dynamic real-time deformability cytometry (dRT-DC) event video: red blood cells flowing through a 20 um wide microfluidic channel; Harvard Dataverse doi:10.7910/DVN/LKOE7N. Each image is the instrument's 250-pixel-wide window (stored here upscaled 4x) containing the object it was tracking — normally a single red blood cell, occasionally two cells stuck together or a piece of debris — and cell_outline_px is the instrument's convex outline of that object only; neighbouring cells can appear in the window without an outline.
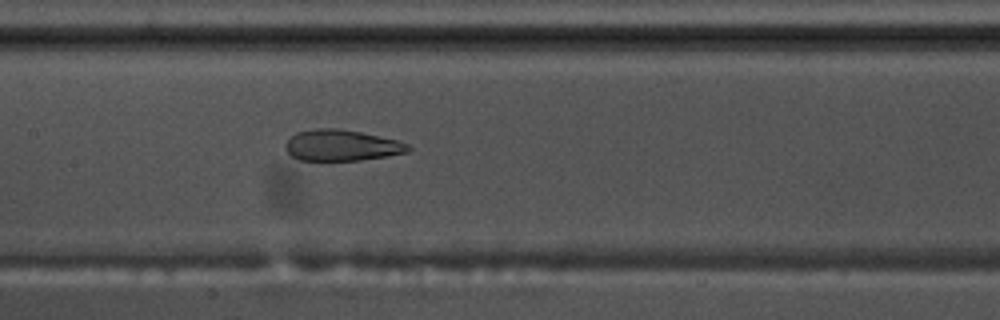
{"species": "common noctule bat (a hibernating species)", "species_latin": "Nyctalus noctula", "temperature_condition": "warm", "stored_images_in_passage": 57, "camera_frame_rate_fps": 3000, "um_per_image_px": 0.085, "animal": {"sex": "male", "body_mass_g": 17.5, "forearm_length_mm": 52.3}, "frame": {"image": 1, "passage_image": 28, "time_ms": 9.0, "image_size_px": [1000, 320], "cell_outline_px": [[412, 148], [408, 152], [388, 156], [360, 160], [300, 160], [292, 156], [284, 148], [284, 144], [296, 132], [316, 128], [336, 128], [360, 132], [400, 140], [408, 144]], "centroid_in_image_um": [29.06, 12.35], "position_along_channel_um": 178.3, "area_um2": 22.31}}
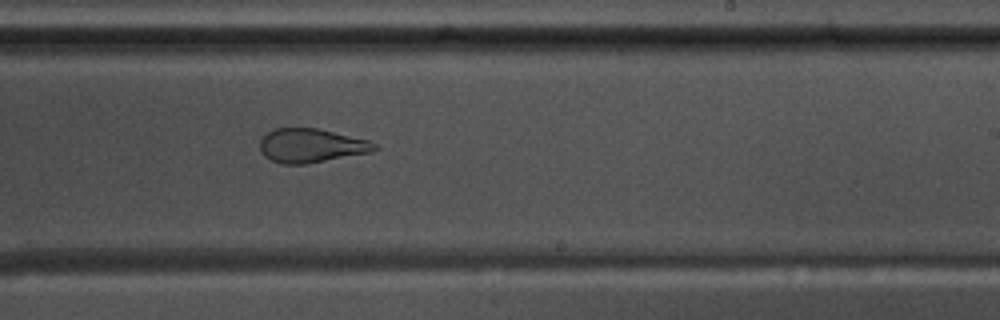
{"frame": {"image": 2, "passage_image": 35, "time_ms": 11.333, "image_size_px": [1000, 320], "cell_outline_px": [[380, 148], [372, 152], [304, 164], [280, 164], [264, 156], [260, 148], [260, 140], [268, 132], [276, 128], [316, 128], [368, 140], [376, 144]], "centroid_in_image_um": [26.45, 12.38], "position_along_channel_um": 262.5, "area_um2": 22.48}}
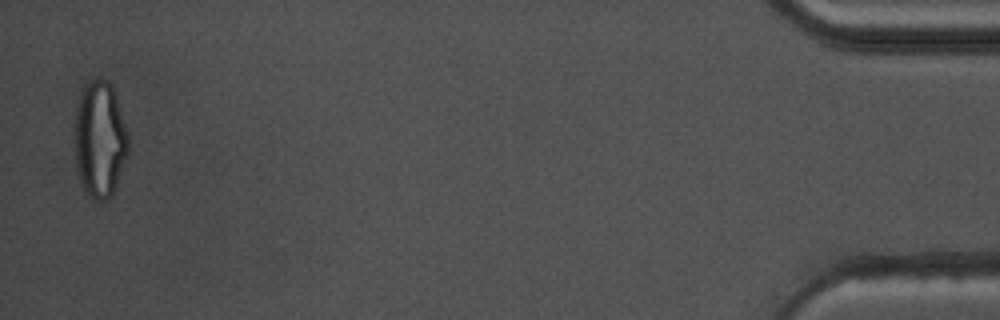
{"frame": {"image": 3, "passage_image": 56, "time_ms": 18.333, "image_size_px": [1000, 320], "cell_outline_px": [[128, 152], [116, 184], [112, 192], [104, 200], [96, 200], [80, 184], [76, 164], [72, 132], [72, 124], [76, 104], [80, 92], [84, 84], [88, 80], [108, 80], [112, 84], [128, 132]], "centroid_in_image_um": [8.43, 11.76], "position_along_channel_um": 426.8, "area_um2": 36.93}, "authors_computed_cell_mechanics": {"area_um2": 27.455, "velocity_mm_per_s": 3.6198, "shape_relaxation_time_tau1_ms": null, "shape_relaxation_time_tau2_ms": 1.641, "deformation_change_tau1": null, "deformation_change_tau2": 0.0823}}